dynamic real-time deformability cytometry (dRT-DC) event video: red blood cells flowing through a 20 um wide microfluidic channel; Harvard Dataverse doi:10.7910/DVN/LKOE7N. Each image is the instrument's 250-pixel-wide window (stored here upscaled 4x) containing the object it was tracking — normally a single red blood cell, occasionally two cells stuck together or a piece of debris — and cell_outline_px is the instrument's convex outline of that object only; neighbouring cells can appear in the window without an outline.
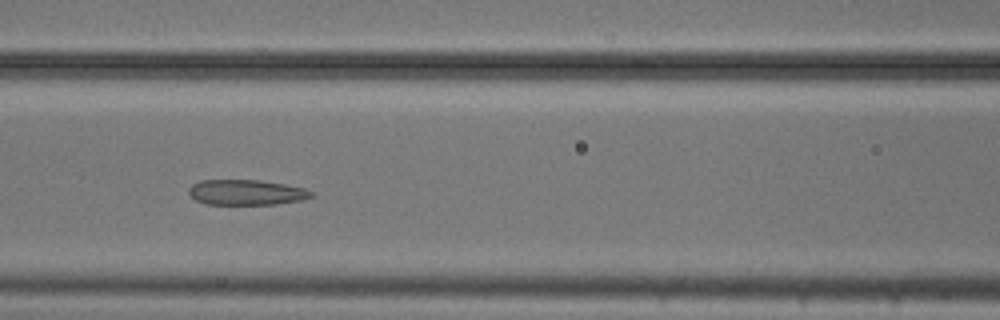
{"species": "common noctule bat (a hibernating species)", "species_latin": "Nyctalus noctula", "temperature_condition": "cold", "stored_images_in_passage": 40, "camera_frame_rate_fps": 3000, "um_per_image_px": 0.085, "animal": {"sex": "male", "body_mass_g": 20.5, "forearm_length_mm": 52.5}, "frame": {"image": 1, "passage_image": 9, "time_ms": 2.667, "image_size_px": [1000, 320], "cell_outline_px": [[316, 196], [304, 200], [276, 204], [208, 204], [196, 200], [188, 192], [188, 188], [192, 184], [200, 180], [260, 180], [284, 184], [304, 188], [312, 192]], "centroid_in_image_um": [20.97, 16.35], "position_along_channel_um": 145.6, "area_um2": 18.15}}
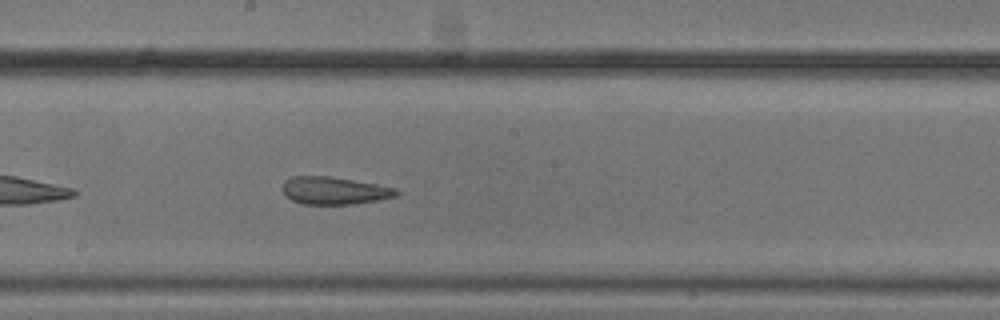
{"frame": {"image": 2, "passage_image": 15, "time_ms": 4.667, "image_size_px": [1000, 320], "cell_outline_px": [[400, 192], [396, 196], [376, 200], [352, 204], [304, 204], [292, 200], [284, 196], [284, 180], [292, 176], [328, 176], [376, 184], [396, 188]], "centroid_in_image_um": [28.4, 16.2], "position_along_channel_um": 219.8, "area_um2": 18.09}}
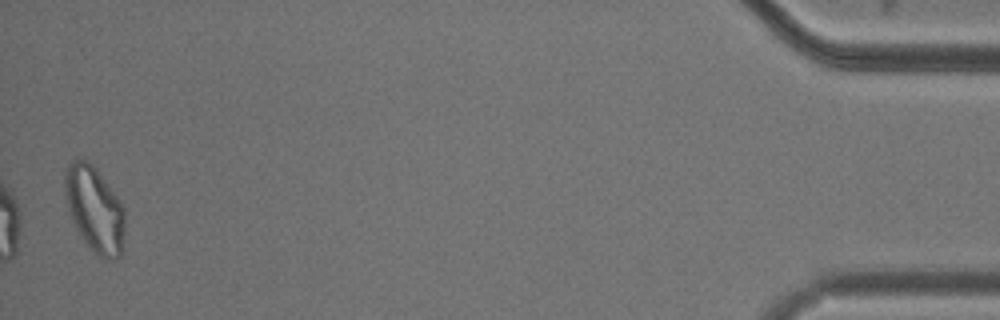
{"frame": {"image": 3, "passage_image": 39, "time_ms": 12.667, "image_size_px": [1000, 320], "cell_outline_px": [[124, 232], [120, 256], [112, 260], [100, 256], [92, 252], [76, 228], [72, 220], [68, 208], [64, 192], [64, 168], [72, 160], [80, 156], [88, 160], [96, 168], [116, 196], [124, 208]], "centroid_in_image_um": [8.0, 17.73], "position_along_channel_um": 427.2, "area_um2": 30.0}, "authors_computed_cell_mechanics": {"area_um2": 20.6635, "velocity_mm_per_s": 3.7145, "shape_relaxation_time_tau1_ms": null, "shape_relaxation_time_tau2_ms": 2.931, "deformation_change_tau1": null, "deformation_change_tau2": 0.0992}}